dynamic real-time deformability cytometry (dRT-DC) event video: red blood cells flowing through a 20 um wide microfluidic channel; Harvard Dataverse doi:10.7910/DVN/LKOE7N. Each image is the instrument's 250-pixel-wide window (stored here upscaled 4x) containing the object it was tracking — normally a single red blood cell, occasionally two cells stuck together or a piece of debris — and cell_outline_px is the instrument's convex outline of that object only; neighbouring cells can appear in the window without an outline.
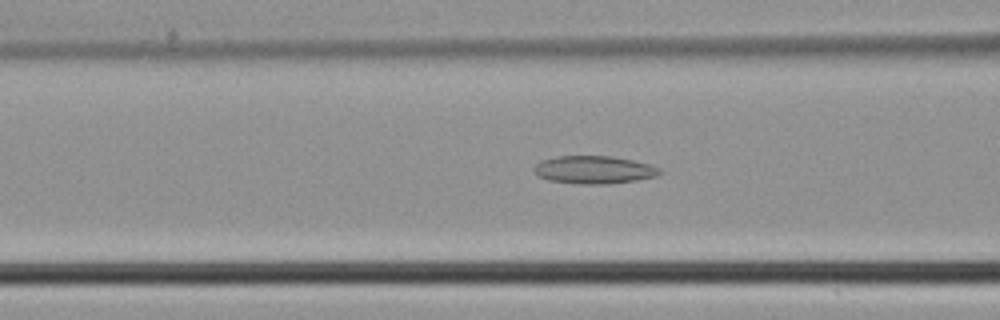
{"species": "common noctule bat (a hibernating species)", "species_latin": "Nyctalus noctula", "temperature_condition": "cold", "stored_images_in_passage": 43, "camera_frame_rate_fps": 3000, "um_per_image_px": 0.085, "animal": {"sex": "male", "body_mass_g": 21.5, "forearm_length_mm": 52.0}, "frame": {"image": 1, "passage_image": 17, "time_ms": 5.333, "image_size_px": [1000, 320], "cell_outline_px": [[664, 172], [656, 176], [636, 180], [608, 184], [580, 184], [548, 180], [540, 176], [532, 168], [540, 160], [556, 156], [612, 156], [632, 160], [648, 164], [660, 168]], "centroid_in_image_um": [50.49, 14.43], "position_along_channel_um": 116.1, "area_um2": 20.4}}
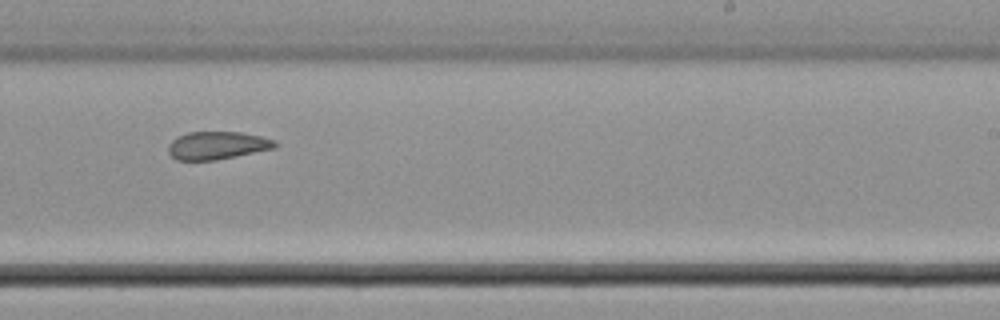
{"frame": {"image": 2, "passage_image": 26, "time_ms": 8.333, "image_size_px": [1000, 320], "cell_outline_px": [[276, 148], [216, 160], [176, 160], [168, 152], [168, 144], [176, 136], [188, 132], [240, 132], [260, 136], [276, 140]], "centroid_in_image_um": [18.44, 12.36], "position_along_channel_um": 270.6, "area_um2": 17.4}}
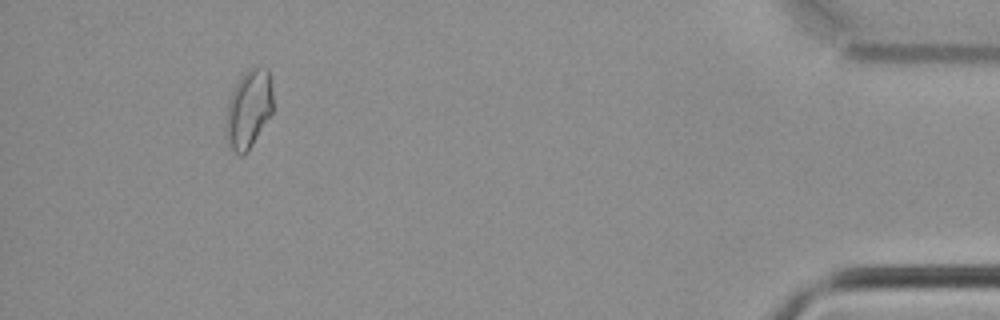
{"frame": {"image": 3, "passage_image": 40, "time_ms": 13.0, "image_size_px": [1000, 320], "cell_outline_px": [[272, 112], [248, 152], [240, 156], [228, 144], [224, 128], [228, 104], [232, 92], [240, 76], [252, 64], [256, 64], [268, 68], [272, 88]], "centroid_in_image_um": [21.13, 9.22], "position_along_channel_um": 414.1, "area_um2": 21.79}}